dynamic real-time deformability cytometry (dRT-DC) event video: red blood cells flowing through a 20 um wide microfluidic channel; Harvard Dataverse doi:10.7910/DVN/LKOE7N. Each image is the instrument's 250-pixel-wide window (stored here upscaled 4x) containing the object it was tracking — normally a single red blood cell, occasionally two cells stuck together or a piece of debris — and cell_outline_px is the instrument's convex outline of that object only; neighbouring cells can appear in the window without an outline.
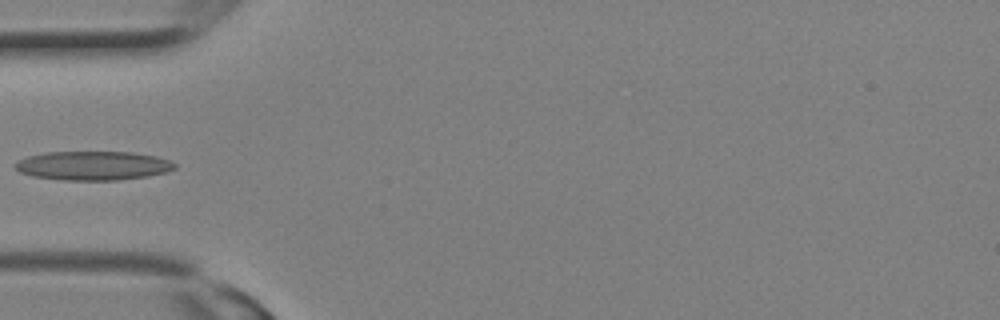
{"species": "Egyptian fruit bat (a non-hibernating species)", "species_latin": "Rousettus aegyptiacus", "temperature_condition": "room temperature", "stored_images_in_passage": 26, "camera_frame_rate_fps": 3000, "um_per_image_px": 0.085, "animal": {"sex": "female"}, "frame": {"image": 1, "passage_image": 8, "time_ms": 2.333, "image_size_px": [1000, 320], "cell_outline_px": [[176, 168], [168, 172], [148, 176], [116, 180], [64, 180], [32, 176], [20, 172], [12, 164], [28, 156], [44, 152], [132, 152], [156, 156], [168, 160], [176, 164]], "centroid_in_image_um": [7.91, 14.08], "position_along_channel_um": 77.1, "area_um2": 26.99}}